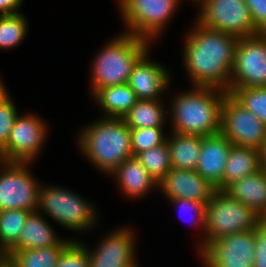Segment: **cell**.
I'll return each instance as SVG.
<instances>
[{
	"instance_id": "obj_22",
	"label": "cell",
	"mask_w": 266,
	"mask_h": 267,
	"mask_svg": "<svg viewBox=\"0 0 266 267\" xmlns=\"http://www.w3.org/2000/svg\"><path fill=\"white\" fill-rule=\"evenodd\" d=\"M93 95L106 118H123L138 100L128 83L100 88Z\"/></svg>"
},
{
	"instance_id": "obj_33",
	"label": "cell",
	"mask_w": 266,
	"mask_h": 267,
	"mask_svg": "<svg viewBox=\"0 0 266 267\" xmlns=\"http://www.w3.org/2000/svg\"><path fill=\"white\" fill-rule=\"evenodd\" d=\"M253 267H266V220L255 228Z\"/></svg>"
},
{
	"instance_id": "obj_5",
	"label": "cell",
	"mask_w": 266,
	"mask_h": 267,
	"mask_svg": "<svg viewBox=\"0 0 266 267\" xmlns=\"http://www.w3.org/2000/svg\"><path fill=\"white\" fill-rule=\"evenodd\" d=\"M263 220L251 207L232 198L225 191L216 190L205 205L203 230L206 236L200 251L223 236L253 230Z\"/></svg>"
},
{
	"instance_id": "obj_16",
	"label": "cell",
	"mask_w": 266,
	"mask_h": 267,
	"mask_svg": "<svg viewBox=\"0 0 266 267\" xmlns=\"http://www.w3.org/2000/svg\"><path fill=\"white\" fill-rule=\"evenodd\" d=\"M147 57L146 51L134 64L128 85L137 99L159 100L162 92L169 86V74L163 66Z\"/></svg>"
},
{
	"instance_id": "obj_27",
	"label": "cell",
	"mask_w": 266,
	"mask_h": 267,
	"mask_svg": "<svg viewBox=\"0 0 266 267\" xmlns=\"http://www.w3.org/2000/svg\"><path fill=\"white\" fill-rule=\"evenodd\" d=\"M135 157L158 184L172 168L167 140L159 146L138 153Z\"/></svg>"
},
{
	"instance_id": "obj_20",
	"label": "cell",
	"mask_w": 266,
	"mask_h": 267,
	"mask_svg": "<svg viewBox=\"0 0 266 267\" xmlns=\"http://www.w3.org/2000/svg\"><path fill=\"white\" fill-rule=\"evenodd\" d=\"M261 150L232 145L223 173V183L216 189L225 191L234 182L261 169Z\"/></svg>"
},
{
	"instance_id": "obj_38",
	"label": "cell",
	"mask_w": 266,
	"mask_h": 267,
	"mask_svg": "<svg viewBox=\"0 0 266 267\" xmlns=\"http://www.w3.org/2000/svg\"><path fill=\"white\" fill-rule=\"evenodd\" d=\"M0 267H5L4 255L0 252Z\"/></svg>"
},
{
	"instance_id": "obj_17",
	"label": "cell",
	"mask_w": 266,
	"mask_h": 267,
	"mask_svg": "<svg viewBox=\"0 0 266 267\" xmlns=\"http://www.w3.org/2000/svg\"><path fill=\"white\" fill-rule=\"evenodd\" d=\"M231 146V142L221 133L202 137L200 157L195 170L216 189L223 183Z\"/></svg>"
},
{
	"instance_id": "obj_10",
	"label": "cell",
	"mask_w": 266,
	"mask_h": 267,
	"mask_svg": "<svg viewBox=\"0 0 266 267\" xmlns=\"http://www.w3.org/2000/svg\"><path fill=\"white\" fill-rule=\"evenodd\" d=\"M263 86H266V34L240 38L235 50L229 88Z\"/></svg>"
},
{
	"instance_id": "obj_12",
	"label": "cell",
	"mask_w": 266,
	"mask_h": 267,
	"mask_svg": "<svg viewBox=\"0 0 266 267\" xmlns=\"http://www.w3.org/2000/svg\"><path fill=\"white\" fill-rule=\"evenodd\" d=\"M255 229L223 236L202 251L206 267H253Z\"/></svg>"
},
{
	"instance_id": "obj_18",
	"label": "cell",
	"mask_w": 266,
	"mask_h": 267,
	"mask_svg": "<svg viewBox=\"0 0 266 267\" xmlns=\"http://www.w3.org/2000/svg\"><path fill=\"white\" fill-rule=\"evenodd\" d=\"M72 240H60L48 222L37 211L31 212L26 220L18 241L7 251L67 246Z\"/></svg>"
},
{
	"instance_id": "obj_23",
	"label": "cell",
	"mask_w": 266,
	"mask_h": 267,
	"mask_svg": "<svg viewBox=\"0 0 266 267\" xmlns=\"http://www.w3.org/2000/svg\"><path fill=\"white\" fill-rule=\"evenodd\" d=\"M173 134L172 138L166 139L172 168L195 170L200 157L202 137L177 132Z\"/></svg>"
},
{
	"instance_id": "obj_34",
	"label": "cell",
	"mask_w": 266,
	"mask_h": 267,
	"mask_svg": "<svg viewBox=\"0 0 266 267\" xmlns=\"http://www.w3.org/2000/svg\"><path fill=\"white\" fill-rule=\"evenodd\" d=\"M249 8L256 33L266 34V0H244Z\"/></svg>"
},
{
	"instance_id": "obj_6",
	"label": "cell",
	"mask_w": 266,
	"mask_h": 267,
	"mask_svg": "<svg viewBox=\"0 0 266 267\" xmlns=\"http://www.w3.org/2000/svg\"><path fill=\"white\" fill-rule=\"evenodd\" d=\"M43 187L40 185L38 210H45L56 222L74 231H85L95 223L97 213L91 203L66 189Z\"/></svg>"
},
{
	"instance_id": "obj_14",
	"label": "cell",
	"mask_w": 266,
	"mask_h": 267,
	"mask_svg": "<svg viewBox=\"0 0 266 267\" xmlns=\"http://www.w3.org/2000/svg\"><path fill=\"white\" fill-rule=\"evenodd\" d=\"M134 244V236L129 229L114 231L102 240L94 252L88 250L90 267H136Z\"/></svg>"
},
{
	"instance_id": "obj_37",
	"label": "cell",
	"mask_w": 266,
	"mask_h": 267,
	"mask_svg": "<svg viewBox=\"0 0 266 267\" xmlns=\"http://www.w3.org/2000/svg\"><path fill=\"white\" fill-rule=\"evenodd\" d=\"M261 169L266 173V144L261 150Z\"/></svg>"
},
{
	"instance_id": "obj_11",
	"label": "cell",
	"mask_w": 266,
	"mask_h": 267,
	"mask_svg": "<svg viewBox=\"0 0 266 267\" xmlns=\"http://www.w3.org/2000/svg\"><path fill=\"white\" fill-rule=\"evenodd\" d=\"M2 166L4 170L0 173V211H38L40 184L27 169V163L3 161Z\"/></svg>"
},
{
	"instance_id": "obj_8",
	"label": "cell",
	"mask_w": 266,
	"mask_h": 267,
	"mask_svg": "<svg viewBox=\"0 0 266 267\" xmlns=\"http://www.w3.org/2000/svg\"><path fill=\"white\" fill-rule=\"evenodd\" d=\"M201 13L197 23L201 26L246 38L256 35L249 8L244 0H200Z\"/></svg>"
},
{
	"instance_id": "obj_30",
	"label": "cell",
	"mask_w": 266,
	"mask_h": 267,
	"mask_svg": "<svg viewBox=\"0 0 266 267\" xmlns=\"http://www.w3.org/2000/svg\"><path fill=\"white\" fill-rule=\"evenodd\" d=\"M130 136L133 156L159 146L167 139L163 127L130 128Z\"/></svg>"
},
{
	"instance_id": "obj_1",
	"label": "cell",
	"mask_w": 266,
	"mask_h": 267,
	"mask_svg": "<svg viewBox=\"0 0 266 267\" xmlns=\"http://www.w3.org/2000/svg\"><path fill=\"white\" fill-rule=\"evenodd\" d=\"M195 25L184 44L183 58L190 80L193 86L228 92L239 38Z\"/></svg>"
},
{
	"instance_id": "obj_24",
	"label": "cell",
	"mask_w": 266,
	"mask_h": 267,
	"mask_svg": "<svg viewBox=\"0 0 266 267\" xmlns=\"http://www.w3.org/2000/svg\"><path fill=\"white\" fill-rule=\"evenodd\" d=\"M66 246L26 249L4 254L5 267H55Z\"/></svg>"
},
{
	"instance_id": "obj_13",
	"label": "cell",
	"mask_w": 266,
	"mask_h": 267,
	"mask_svg": "<svg viewBox=\"0 0 266 267\" xmlns=\"http://www.w3.org/2000/svg\"><path fill=\"white\" fill-rule=\"evenodd\" d=\"M46 128L45 122L34 114L17 116L9 140L0 151L2 162L33 161L46 139Z\"/></svg>"
},
{
	"instance_id": "obj_7",
	"label": "cell",
	"mask_w": 266,
	"mask_h": 267,
	"mask_svg": "<svg viewBox=\"0 0 266 267\" xmlns=\"http://www.w3.org/2000/svg\"><path fill=\"white\" fill-rule=\"evenodd\" d=\"M180 0H120V14L129 34L150 40L160 34ZM178 5V6H177Z\"/></svg>"
},
{
	"instance_id": "obj_21",
	"label": "cell",
	"mask_w": 266,
	"mask_h": 267,
	"mask_svg": "<svg viewBox=\"0 0 266 267\" xmlns=\"http://www.w3.org/2000/svg\"><path fill=\"white\" fill-rule=\"evenodd\" d=\"M113 174L127 196L141 197L155 185L159 186L135 156L127 158L112 172Z\"/></svg>"
},
{
	"instance_id": "obj_31",
	"label": "cell",
	"mask_w": 266,
	"mask_h": 267,
	"mask_svg": "<svg viewBox=\"0 0 266 267\" xmlns=\"http://www.w3.org/2000/svg\"><path fill=\"white\" fill-rule=\"evenodd\" d=\"M18 114L8 92L0 81V151L6 146Z\"/></svg>"
},
{
	"instance_id": "obj_3",
	"label": "cell",
	"mask_w": 266,
	"mask_h": 267,
	"mask_svg": "<svg viewBox=\"0 0 266 267\" xmlns=\"http://www.w3.org/2000/svg\"><path fill=\"white\" fill-rule=\"evenodd\" d=\"M82 153L101 171L112 172L133 156L130 128L122 118H105L85 127L79 136Z\"/></svg>"
},
{
	"instance_id": "obj_28",
	"label": "cell",
	"mask_w": 266,
	"mask_h": 267,
	"mask_svg": "<svg viewBox=\"0 0 266 267\" xmlns=\"http://www.w3.org/2000/svg\"><path fill=\"white\" fill-rule=\"evenodd\" d=\"M228 93L266 125V86L229 88Z\"/></svg>"
},
{
	"instance_id": "obj_9",
	"label": "cell",
	"mask_w": 266,
	"mask_h": 267,
	"mask_svg": "<svg viewBox=\"0 0 266 267\" xmlns=\"http://www.w3.org/2000/svg\"><path fill=\"white\" fill-rule=\"evenodd\" d=\"M220 133L236 146L262 150L266 144V125L229 93L222 104Z\"/></svg>"
},
{
	"instance_id": "obj_35",
	"label": "cell",
	"mask_w": 266,
	"mask_h": 267,
	"mask_svg": "<svg viewBox=\"0 0 266 267\" xmlns=\"http://www.w3.org/2000/svg\"><path fill=\"white\" fill-rule=\"evenodd\" d=\"M171 202L175 203L177 206H179L181 209L184 210H191L193 213H195L197 222L202 225L204 228V215H205V205L203 203H200L198 201H194L192 199H171Z\"/></svg>"
},
{
	"instance_id": "obj_29",
	"label": "cell",
	"mask_w": 266,
	"mask_h": 267,
	"mask_svg": "<svg viewBox=\"0 0 266 267\" xmlns=\"http://www.w3.org/2000/svg\"><path fill=\"white\" fill-rule=\"evenodd\" d=\"M27 21L22 14L0 16V48H12L26 36Z\"/></svg>"
},
{
	"instance_id": "obj_32",
	"label": "cell",
	"mask_w": 266,
	"mask_h": 267,
	"mask_svg": "<svg viewBox=\"0 0 266 267\" xmlns=\"http://www.w3.org/2000/svg\"><path fill=\"white\" fill-rule=\"evenodd\" d=\"M55 267H90L88 249L72 240L61 252Z\"/></svg>"
},
{
	"instance_id": "obj_36",
	"label": "cell",
	"mask_w": 266,
	"mask_h": 267,
	"mask_svg": "<svg viewBox=\"0 0 266 267\" xmlns=\"http://www.w3.org/2000/svg\"><path fill=\"white\" fill-rule=\"evenodd\" d=\"M22 0H0V16L16 15Z\"/></svg>"
},
{
	"instance_id": "obj_19",
	"label": "cell",
	"mask_w": 266,
	"mask_h": 267,
	"mask_svg": "<svg viewBox=\"0 0 266 267\" xmlns=\"http://www.w3.org/2000/svg\"><path fill=\"white\" fill-rule=\"evenodd\" d=\"M225 192L266 220V173L262 169L234 182Z\"/></svg>"
},
{
	"instance_id": "obj_25",
	"label": "cell",
	"mask_w": 266,
	"mask_h": 267,
	"mask_svg": "<svg viewBox=\"0 0 266 267\" xmlns=\"http://www.w3.org/2000/svg\"><path fill=\"white\" fill-rule=\"evenodd\" d=\"M160 100L138 99L123 116L129 128L163 127L166 120Z\"/></svg>"
},
{
	"instance_id": "obj_15",
	"label": "cell",
	"mask_w": 266,
	"mask_h": 267,
	"mask_svg": "<svg viewBox=\"0 0 266 267\" xmlns=\"http://www.w3.org/2000/svg\"><path fill=\"white\" fill-rule=\"evenodd\" d=\"M168 199H192L206 205L216 188L196 170L171 168L159 186Z\"/></svg>"
},
{
	"instance_id": "obj_2",
	"label": "cell",
	"mask_w": 266,
	"mask_h": 267,
	"mask_svg": "<svg viewBox=\"0 0 266 267\" xmlns=\"http://www.w3.org/2000/svg\"><path fill=\"white\" fill-rule=\"evenodd\" d=\"M227 94L224 90L201 86L180 93L172 105L173 132L200 137L219 134L221 109Z\"/></svg>"
},
{
	"instance_id": "obj_26",
	"label": "cell",
	"mask_w": 266,
	"mask_h": 267,
	"mask_svg": "<svg viewBox=\"0 0 266 267\" xmlns=\"http://www.w3.org/2000/svg\"><path fill=\"white\" fill-rule=\"evenodd\" d=\"M31 211H0V252L4 255L17 241Z\"/></svg>"
},
{
	"instance_id": "obj_4",
	"label": "cell",
	"mask_w": 266,
	"mask_h": 267,
	"mask_svg": "<svg viewBox=\"0 0 266 267\" xmlns=\"http://www.w3.org/2000/svg\"><path fill=\"white\" fill-rule=\"evenodd\" d=\"M146 39L123 33L106 44L97 55L92 69V94L98 89L128 83L134 64L149 51Z\"/></svg>"
}]
</instances>
